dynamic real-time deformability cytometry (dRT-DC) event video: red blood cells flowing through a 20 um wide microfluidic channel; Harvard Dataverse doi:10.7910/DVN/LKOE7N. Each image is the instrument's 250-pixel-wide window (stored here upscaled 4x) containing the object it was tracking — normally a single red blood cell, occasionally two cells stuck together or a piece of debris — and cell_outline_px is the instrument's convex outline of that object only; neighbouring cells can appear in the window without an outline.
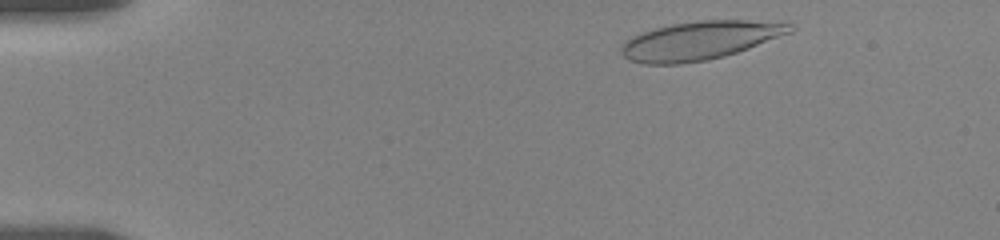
{"species": "human", "species_latin": "Homo sapiens", "temperature_condition": "room temperature", "stored_images_in_passage": 4, "camera_frame_rate_fps": 3000, "um_per_image_px": 0.085, "donor": {"sex": "female"}, "frame": {"image": 1, "passage_image": 1, "time_ms": 0.0, "image_size_px": [1000, 240], "cell_outline_px": [[796, 28], [792, 32], [748, 48], [724, 56], [708, 60], [680, 64], [644, 64], [628, 60], [620, 52], [620, 44], [624, 40], [632, 36], [656, 28], [672, 24], [696, 20], [748, 20], [792, 24]], "centroid_in_image_um": [59.44, 3.45], "position_along_channel_um": 25.6, "area_um2": 37.86}}
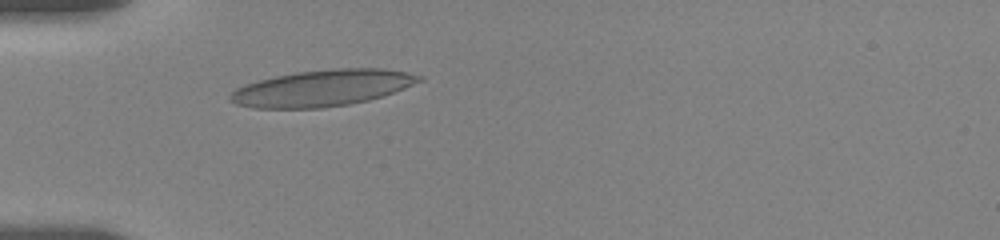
{"frame": {"image": 2, "passage_image": 4, "time_ms": 3.0, "image_size_px": [1000, 240], "cell_outline_px": [[424, 80], [384, 96], [368, 100], [348, 104], [324, 108], [252, 108], [236, 104], [228, 100], [228, 96], [236, 88], [244, 84], [276, 76], [296, 72], [332, 68], [384, 68], [408, 72], [424, 76]], "centroid_in_image_um": [27.41, 7.48], "position_along_channel_um": 57.6, "area_um2": 40.29}}